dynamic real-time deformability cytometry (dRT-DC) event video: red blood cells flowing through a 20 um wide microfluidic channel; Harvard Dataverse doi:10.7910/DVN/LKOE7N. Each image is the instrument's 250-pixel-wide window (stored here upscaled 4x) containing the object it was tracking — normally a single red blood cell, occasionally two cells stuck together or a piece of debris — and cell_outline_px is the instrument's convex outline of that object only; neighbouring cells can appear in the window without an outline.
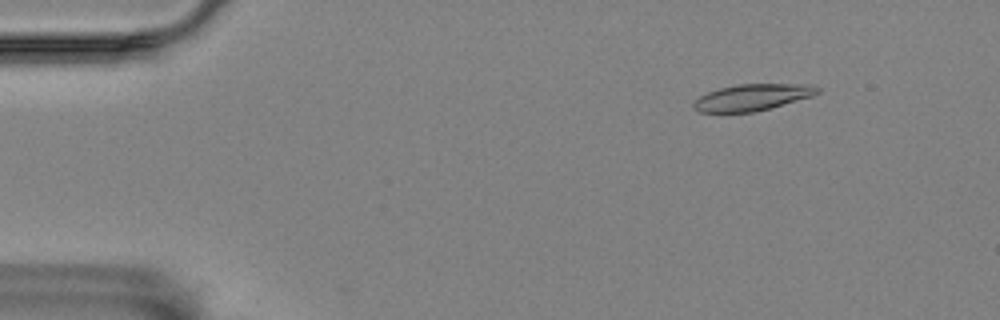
{"species": "Egyptian fruit bat (a non-hibernating species)", "species_latin": "Rousettus aegyptiacus", "temperature_condition": "room temperature", "stored_images_in_passage": 8, "camera_frame_rate_fps": 3000, "um_per_image_px": 0.085, "animal": {"sex": "female"}, "frame": {"image": 1, "passage_image": 7, "time_ms": 2.0, "image_size_px": [1000, 320], "cell_outline_px": [[820, 92], [812, 96], [756, 112], [700, 112], [692, 104], [700, 96], [708, 92], [720, 88], [736, 84], [812, 84], [820, 88]], "centroid_in_image_um": [63.99, 8.26], "position_along_channel_um": 21.0, "area_um2": 19.02}}